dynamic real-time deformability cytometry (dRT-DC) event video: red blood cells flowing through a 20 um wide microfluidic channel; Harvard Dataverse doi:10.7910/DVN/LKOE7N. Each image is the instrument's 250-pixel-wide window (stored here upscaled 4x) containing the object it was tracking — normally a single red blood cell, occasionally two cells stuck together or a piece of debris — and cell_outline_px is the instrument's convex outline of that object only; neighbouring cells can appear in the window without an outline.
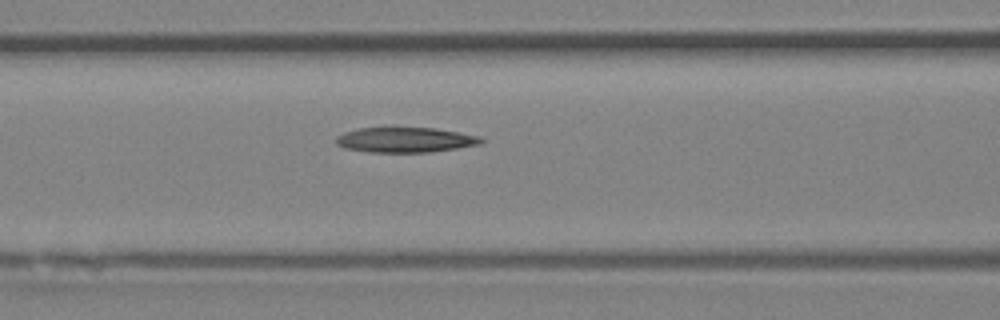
{"species": "Egyptian fruit bat (a non-hibernating species)", "species_latin": "Rousettus aegyptiacus", "temperature_condition": "room temperature", "stored_images_in_passage": 7, "camera_frame_rate_fps": 3000, "um_per_image_px": 0.085, "animal": {"sex": "female"}, "frame": {"image": 1, "passage_image": 7, "time_ms": 2.0, "image_size_px": [1000, 320], "cell_outline_px": [[484, 140], [480, 144], [456, 148], [428, 152], [368, 152], [344, 148], [336, 144], [336, 136], [344, 132], [360, 128], [436, 128], [480, 136]], "centroid_in_image_um": [34.42, 11.89], "position_along_channel_um": 132.2, "area_um2": 21.1}}